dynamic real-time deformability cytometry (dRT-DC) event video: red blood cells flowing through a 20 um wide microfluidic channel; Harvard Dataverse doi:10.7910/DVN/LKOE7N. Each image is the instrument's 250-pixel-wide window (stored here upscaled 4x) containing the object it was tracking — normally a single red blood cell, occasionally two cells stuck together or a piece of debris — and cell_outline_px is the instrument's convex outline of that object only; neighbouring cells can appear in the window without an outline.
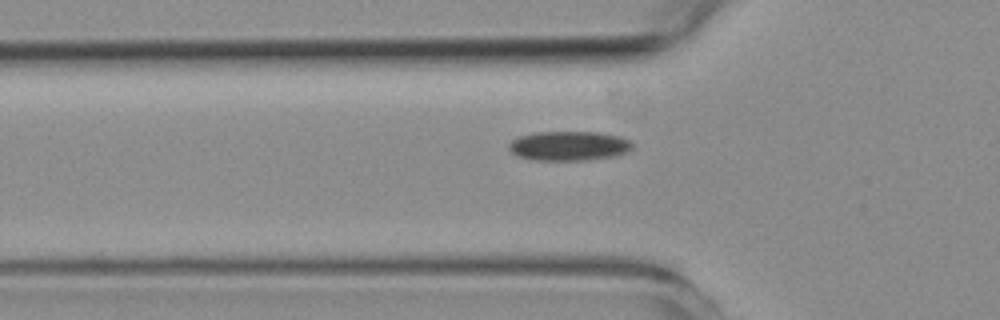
{"species": "common noctule bat (a hibernating species)", "species_latin": "Nyctalus noctula", "temperature_condition": "room temperature", "stored_images_in_passage": 37, "camera_frame_rate_fps": 3000, "um_per_image_px": 0.085, "animal": {"sex": "female", "body_mass_g": 19.3, "forearm_length_mm": 54.1}, "frame": {"image": 1, "passage_image": 4, "time_ms": 1.0, "image_size_px": [1000, 320], "cell_outline_px": [[632, 148], [628, 152], [616, 156], [588, 160], [532, 160], [516, 156], [508, 148], [508, 144], [516, 136], [536, 132], [600, 132], [620, 136], [628, 140], [632, 144]], "centroid_in_image_um": [48.33, 12.4], "position_along_channel_um": 77.5, "area_um2": 21.5}}
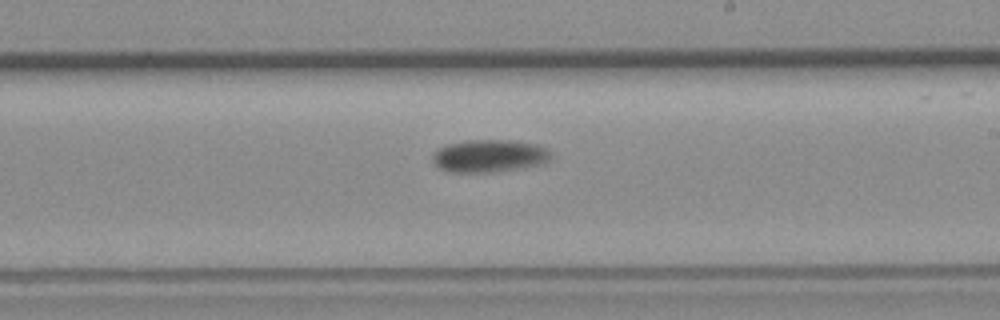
{"frame": {"image": 2, "passage_image": 18, "time_ms": 5.667, "image_size_px": [1000, 320], "cell_outline_px": [[552, 160], [540, 164], [524, 168], [492, 172], [452, 172], [440, 168], [432, 160], [432, 156], [440, 148], [448, 144], [468, 140], [508, 140], [536, 144], [548, 148], [552, 152]], "centroid_in_image_um": [41.66, 13.25], "position_along_channel_um": 247.3, "area_um2": 22.54}}
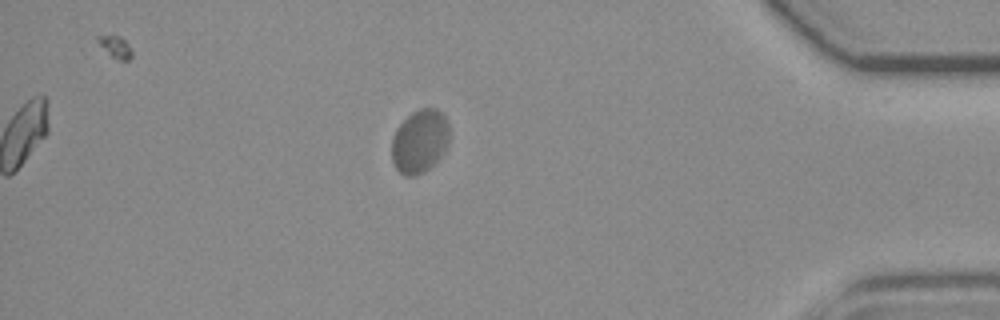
{"frame": {"image": 3, "passage_image": 34, "time_ms": 11.0, "image_size_px": [1000, 320], "cell_outline_px": [[448, 144], [444, 152], [424, 172], [416, 176], [404, 176], [396, 168], [392, 160], [392, 140], [396, 128], [412, 112], [420, 108], [436, 108], [448, 120]], "centroid_in_image_um": [35.67, 12.0], "position_along_channel_um": 399.5, "area_um2": 21.21}, "authors_computed_cell_mechanics": {"area_um2": 21.7906, "velocity_mm_per_s": 3.6434, "shape_relaxation_time_tau1_ms": 6.6961, "shape_relaxation_time_tau2_ms": 2.8179, "deformation_change_tau1": 0.0641, "deformation_change_tau2": 0.0236}}